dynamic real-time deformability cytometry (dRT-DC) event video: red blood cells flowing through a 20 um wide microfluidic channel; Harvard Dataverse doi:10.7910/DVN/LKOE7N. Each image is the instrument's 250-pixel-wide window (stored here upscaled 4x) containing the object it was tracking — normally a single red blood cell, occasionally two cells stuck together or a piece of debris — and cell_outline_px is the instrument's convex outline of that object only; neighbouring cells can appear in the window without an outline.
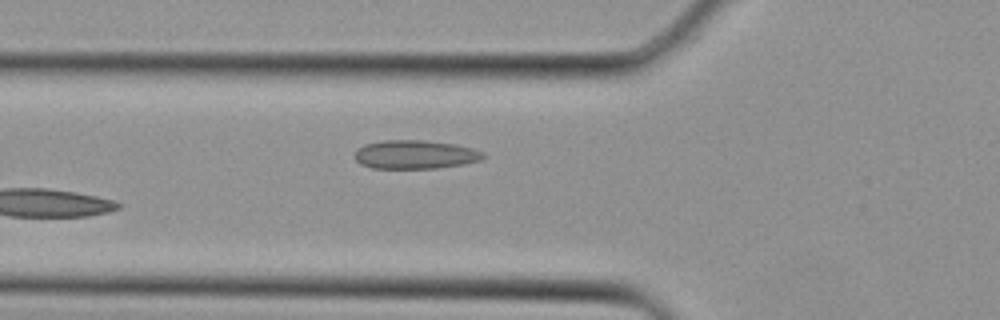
{"species": "Egyptian fruit bat (a non-hibernating species)", "species_latin": "Rousettus aegyptiacus", "temperature_condition": "cold", "stored_images_in_passage": 5, "camera_frame_rate_fps": 3000, "um_per_image_px": 0.085, "animal": {"sex": "female"}, "frame": {"image": 1, "passage_image": 5, "time_ms": 1.333, "image_size_px": [1000, 320], "cell_outline_px": [[484, 156], [480, 160], [464, 164], [436, 168], [372, 168], [360, 164], [352, 156], [356, 148], [364, 144], [384, 140], [424, 140], [456, 144], [472, 148], [484, 152]], "centroid_in_image_um": [35.24, 13.13], "position_along_channel_um": 90.6, "area_um2": 21.68}}